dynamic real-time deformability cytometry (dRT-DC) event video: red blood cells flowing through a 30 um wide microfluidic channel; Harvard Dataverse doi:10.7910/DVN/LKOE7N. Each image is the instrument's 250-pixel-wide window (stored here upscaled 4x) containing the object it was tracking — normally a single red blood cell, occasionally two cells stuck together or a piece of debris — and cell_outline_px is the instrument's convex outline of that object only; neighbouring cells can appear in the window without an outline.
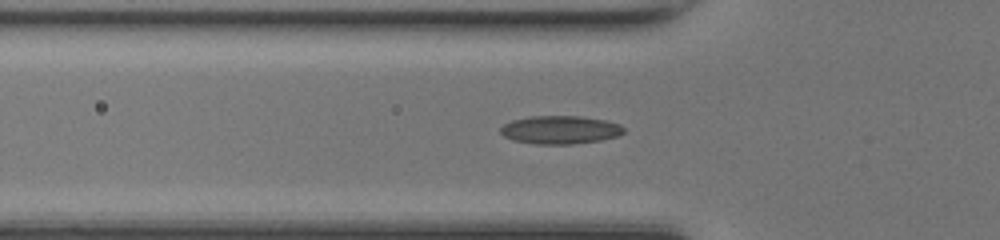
{"species": "common noctule bat (a hibernating species)", "species_latin": "Nyctalus noctula", "temperature_condition": "room temperature", "stored_images_in_passage": 36, "camera_frame_rate_fps": 3000, "um_per_image_px": 0.085, "animal": {"sex": "female", "body_mass_g": 17.0, "forearm_length_mm": 48.0}, "frame": {"image": 1, "passage_image": 10, "time_ms": 3.0, "image_size_px": [1000, 240], "cell_outline_px": [[624, 132], [620, 136], [600, 140], [572, 144], [536, 144], [512, 140], [504, 136], [500, 132], [500, 128], [504, 124], [512, 120], [528, 116], [580, 116], [604, 120], [620, 124], [624, 128]], "centroid_in_image_um": [47.61, 11.03], "position_along_channel_um": 78.2, "area_um2": 20.35}}
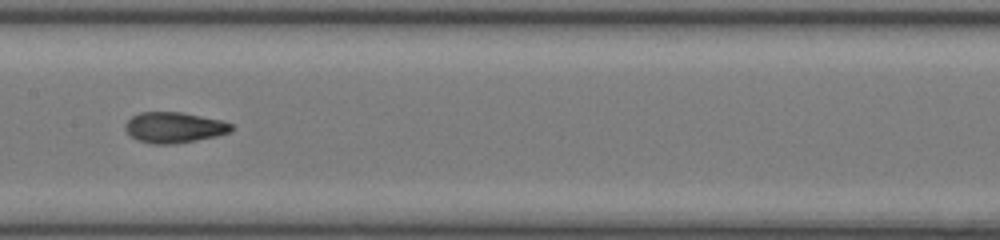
{"frame": {"image": 2, "passage_image": 18, "time_ms": 5.667, "image_size_px": [1000, 240], "cell_outline_px": [[232, 132], [216, 136], [176, 144], [152, 144], [136, 140], [124, 128], [124, 124], [132, 116], [140, 112], [180, 112], [220, 120], [232, 124]], "centroid_in_image_um": [14.78, 10.84], "position_along_channel_um": 192.6, "area_um2": 18.96}}
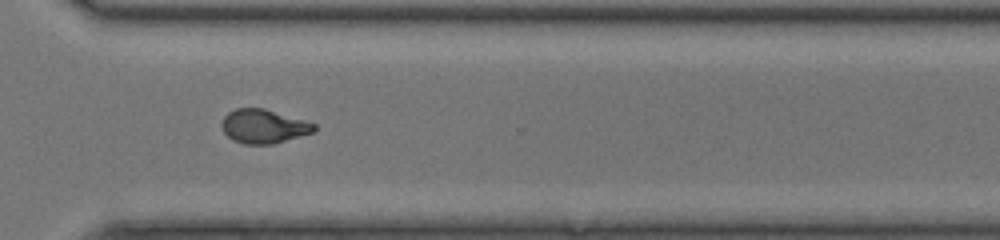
{"frame": {"image": 3, "passage_image": 29, "time_ms": 9.333, "image_size_px": [1000, 240], "cell_outline_px": [[316, 128], [312, 132], [300, 136], [272, 144], [244, 144], [232, 140], [224, 132], [220, 124], [224, 116], [228, 112], [236, 108], [264, 108], [304, 120], [316, 124]], "centroid_in_image_um": [22.37, 10.73], "position_along_channel_um": 348.2, "area_um2": 18.21}, "authors_computed_cell_mechanics": {"area_um2": 18.9006, "velocity_mm_per_s": 4.2586, "shape_relaxation_time_tau1_ms": 9.943, "shape_relaxation_time_tau2_ms": 1.3224, "deformation_change_tau1": 0.2831, "deformation_change_tau2": 0.062}}